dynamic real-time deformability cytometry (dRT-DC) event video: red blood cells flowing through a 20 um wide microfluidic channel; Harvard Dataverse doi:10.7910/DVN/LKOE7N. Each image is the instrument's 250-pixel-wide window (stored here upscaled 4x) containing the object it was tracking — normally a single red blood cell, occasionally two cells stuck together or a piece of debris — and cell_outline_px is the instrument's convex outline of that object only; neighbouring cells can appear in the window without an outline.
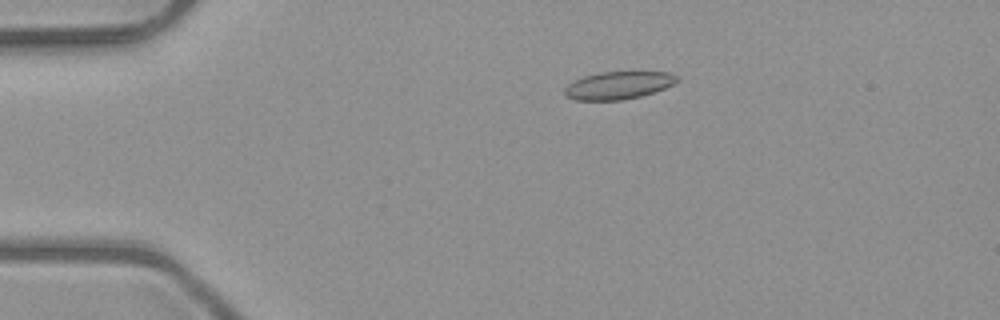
{"species": "common noctule bat (a hibernating species)", "species_latin": "Nyctalus noctula", "temperature_condition": "room temperature", "stored_images_in_passage": 48, "camera_frame_rate_fps": 3000, "um_per_image_px": 0.085, "animal": {"sex": "male", "body_mass_g": 23.1, "forearm_length_mm": 52.7}, "frame": {"image": 1, "passage_image": 7, "time_ms": 2.0, "image_size_px": [1000, 320], "cell_outline_px": [[680, 80], [664, 88], [640, 96], [620, 100], [576, 100], [564, 96], [564, 88], [568, 84], [584, 76], [600, 72], [668, 72], [676, 76]], "centroid_in_image_um": [52.52, 7.25], "position_along_channel_um": 32.5, "area_um2": 17.92}}
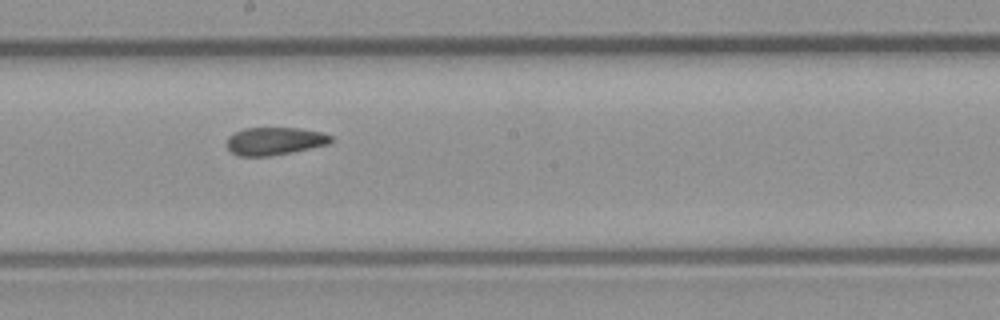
{"frame": {"image": 2, "passage_image": 25, "time_ms": 8.0, "image_size_px": [1000, 320], "cell_outline_px": [[332, 140], [328, 144], [292, 152], [268, 156], [240, 156], [232, 152], [228, 148], [228, 136], [244, 128], [296, 128], [320, 132], [332, 136]], "centroid_in_image_um": [23.34, 11.99], "position_along_channel_um": 224.9, "area_um2": 16.59}}
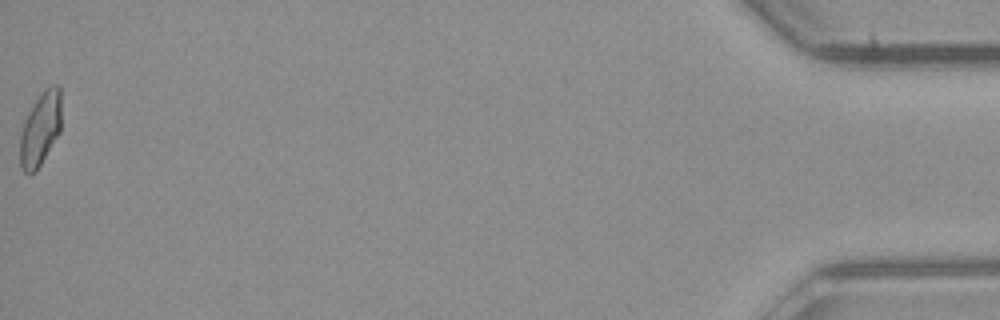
{"frame": {"image": 3, "passage_image": 48, "time_ms": 15.667, "image_size_px": [1000, 320], "cell_outline_px": [[60, 132], [36, 172], [28, 176], [20, 168], [20, 136], [24, 120], [28, 112], [44, 88], [52, 84], [60, 84]], "centroid_in_image_um": [3.42, 10.98], "position_along_channel_um": 431.8, "area_um2": 17.92}, "authors_computed_cell_mechanics": {"area_um2": 17.7735, "velocity_mm_per_s": 4.0529, "shape_relaxation_time_tau1_ms": null, "shape_relaxation_time_tau2_ms": 2.7209, "deformation_change_tau1": null, "deformation_change_tau2": 0.0851}}